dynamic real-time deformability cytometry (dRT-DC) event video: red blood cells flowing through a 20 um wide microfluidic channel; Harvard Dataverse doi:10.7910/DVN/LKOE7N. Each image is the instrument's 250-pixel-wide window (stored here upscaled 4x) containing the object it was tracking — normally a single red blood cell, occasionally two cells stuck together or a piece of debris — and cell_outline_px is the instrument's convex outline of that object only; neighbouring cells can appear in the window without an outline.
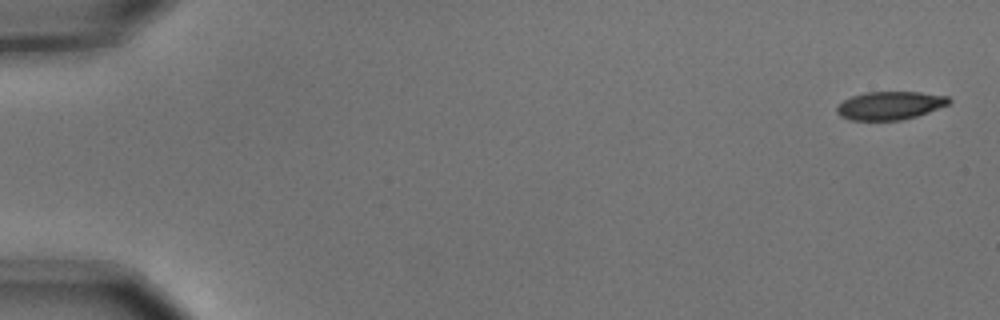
{"species": "common noctule bat (a hibernating species)", "species_latin": "Nyctalus noctula", "temperature_condition": "cold", "stored_images_in_passage": 8, "camera_frame_rate_fps": 3000, "um_per_image_px": 0.085, "animal": {"sex": "male", "body_mass_g": 15.6}, "frame": {"image": 1, "passage_image": 1, "time_ms": 0.0, "image_size_px": [1000, 320], "cell_outline_px": [[952, 100], [948, 104], [928, 112], [916, 116], [900, 120], [852, 120], [840, 116], [836, 112], [836, 108], [844, 100], [852, 96], [864, 92], [920, 92], [948, 96]], "centroid_in_image_um": [75.64, 8.96], "position_along_channel_um": 9.4, "area_um2": 18.32}}
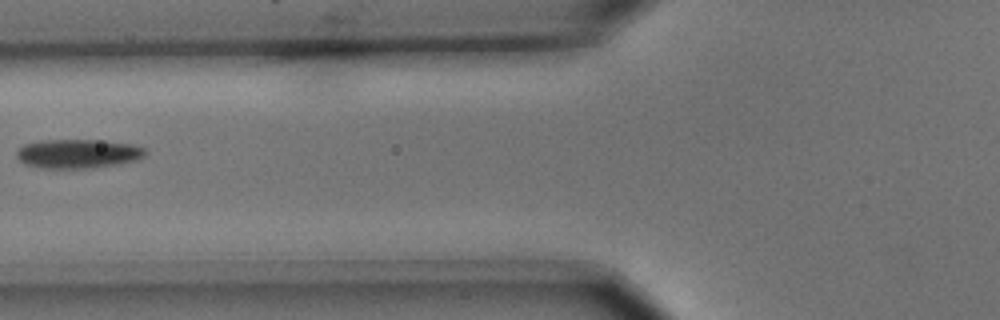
{"frame": {"image": 2, "passage_image": 7, "time_ms": 2.0, "image_size_px": [1000, 320], "cell_outline_px": [[148, 152], [144, 156], [136, 160], [116, 164], [92, 168], [40, 168], [24, 164], [16, 156], [16, 152], [24, 144], [40, 140], [96, 140], [132, 144], [144, 148]], "centroid_in_image_um": [6.61, 13.06], "position_along_channel_um": 119.2, "area_um2": 21.79}}
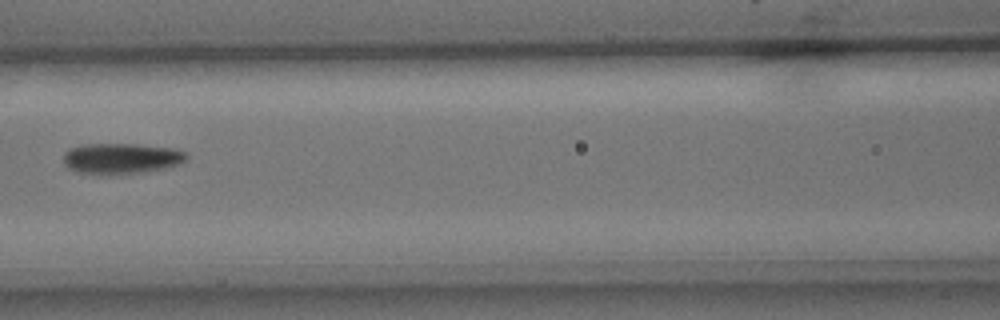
{"frame": {"image": 3, "passage_image": 8, "time_ms": 2.333, "image_size_px": [1000, 320], "cell_outline_px": [[188, 156], [180, 164], [164, 168], [144, 172], [108, 176], [100, 176], [80, 172], [68, 168], [64, 164], [64, 152], [68, 148], [84, 144], [136, 144], [176, 148], [184, 152]], "centroid_in_image_um": [10.28, 13.48], "position_along_channel_um": 156.3, "area_um2": 22.48}}